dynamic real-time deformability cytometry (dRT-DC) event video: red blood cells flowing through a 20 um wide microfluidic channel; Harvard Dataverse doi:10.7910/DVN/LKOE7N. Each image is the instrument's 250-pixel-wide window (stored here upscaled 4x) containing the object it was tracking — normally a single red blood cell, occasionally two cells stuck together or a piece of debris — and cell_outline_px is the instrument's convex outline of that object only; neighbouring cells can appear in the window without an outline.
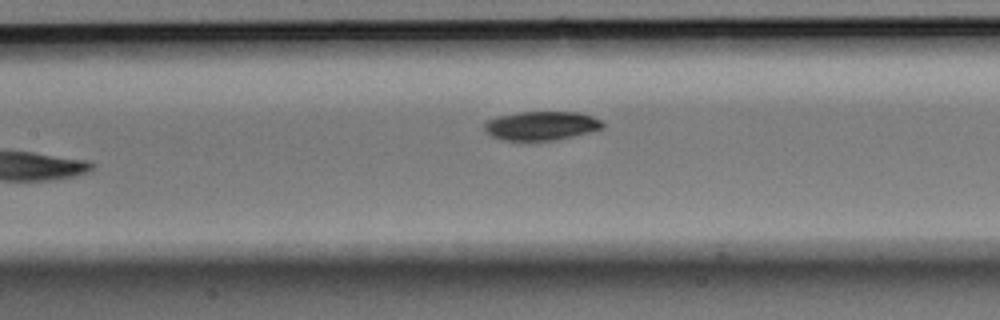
{"species": "Egyptian fruit bat (a non-hibernating species)", "species_latin": "Rousettus aegyptiacus", "temperature_condition": "room temperature", "stored_images_in_passage": 5, "camera_frame_rate_fps": 3000, "um_per_image_px": 0.085, "animal": {"sex": "male"}, "frame": {"image": 1, "passage_image": 4, "time_ms": 1.0, "image_size_px": [1000, 320], "cell_outline_px": [[604, 128], [572, 136], [552, 140], [504, 140], [488, 136], [484, 132], [484, 124], [488, 120], [500, 116], [520, 112], [580, 112], [592, 116], [600, 120], [604, 124]], "centroid_in_image_um": [45.99, 10.68], "position_along_channel_um": 161.4, "area_um2": 19.83}}
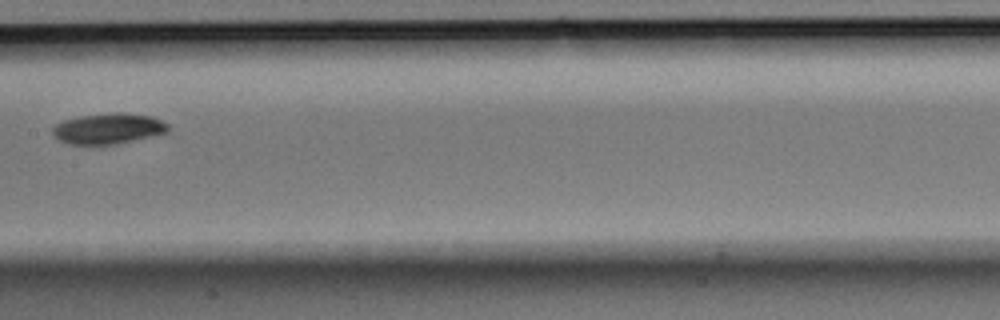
{"frame": {"image": 2, "passage_image": 5, "time_ms": 1.333, "image_size_px": [1000, 320], "cell_outline_px": [[168, 132], [152, 136], [116, 144], [92, 148], [68, 144], [56, 140], [52, 136], [52, 128], [56, 124], [64, 120], [76, 116], [112, 112], [120, 112], [152, 116], [168, 124]], "centroid_in_image_um": [9.11, 10.97], "position_along_channel_um": 198.3, "area_um2": 21.56}}